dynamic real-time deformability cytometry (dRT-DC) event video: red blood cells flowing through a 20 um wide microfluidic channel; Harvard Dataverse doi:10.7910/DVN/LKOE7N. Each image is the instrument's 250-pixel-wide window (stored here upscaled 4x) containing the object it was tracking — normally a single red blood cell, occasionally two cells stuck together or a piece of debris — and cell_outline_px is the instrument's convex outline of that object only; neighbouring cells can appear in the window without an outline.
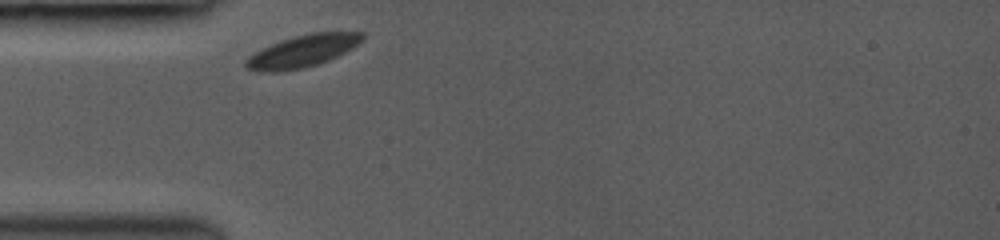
{"species": "common noctule bat (a hibernating species)", "species_latin": "Nyctalus noctula", "temperature_condition": "room temperature", "stored_images_in_passage": 4, "camera_frame_rate_fps": 3000, "um_per_image_px": 0.085, "animal": {"sex": "female", "body_mass_g": 19.0, "forearm_length_mm": 53.3}, "frame": {"image": 1, "passage_image": 1, "time_ms": 0.0, "image_size_px": [1000, 240], "cell_outline_px": [[364, 40], [352, 48], [328, 60], [304, 68], [276, 72], [260, 72], [248, 68], [244, 64], [244, 60], [252, 52], [260, 48], [280, 40], [292, 36], [312, 32], [364, 32]], "centroid_in_image_um": [25.67, 4.33], "position_along_channel_um": 59.3, "area_um2": 22.02}}
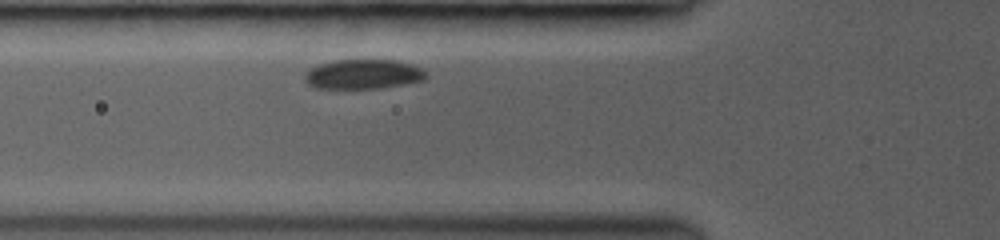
{"frame": {"image": 2, "passage_image": 4, "time_ms": 1.0, "image_size_px": [1000, 240], "cell_outline_px": [[428, 76], [424, 80], [404, 84], [380, 88], [316, 88], [308, 84], [304, 80], [304, 76], [308, 68], [320, 64], [336, 60], [396, 60], [412, 64], [420, 68]], "centroid_in_image_um": [30.85, 6.3], "position_along_channel_um": 94.9, "area_um2": 20.92}}